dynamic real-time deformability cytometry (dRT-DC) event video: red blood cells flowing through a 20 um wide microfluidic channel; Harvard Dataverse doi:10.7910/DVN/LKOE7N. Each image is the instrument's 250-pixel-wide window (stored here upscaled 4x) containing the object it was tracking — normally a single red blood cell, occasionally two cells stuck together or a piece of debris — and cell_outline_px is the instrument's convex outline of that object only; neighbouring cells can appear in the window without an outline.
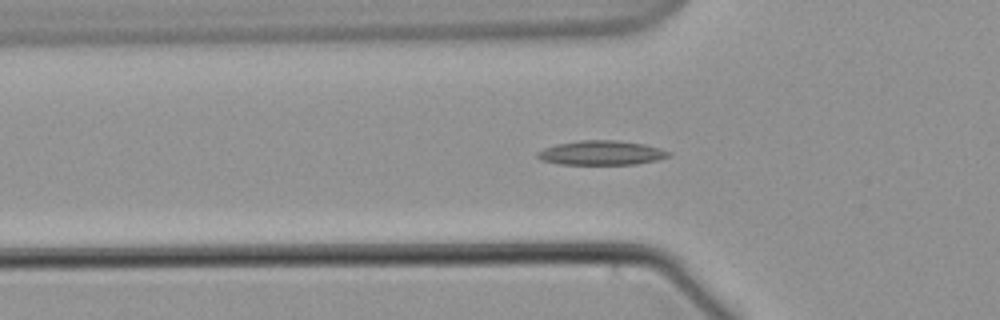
{"species": "common noctule bat (a hibernating species)", "species_latin": "Nyctalus noctula", "temperature_condition": "warm", "stored_images_in_passage": 55, "segment_of_instrument_passage": [1, 2], "camera_frame_rate_fps": 3000, "um_per_image_px": 0.085, "animal": {"sex": "male", "body_mass_g": 21.5, "forearm_length_mm": 52.0}, "frame": {"image": 1, "passage_image": 15, "time_ms": 4.667, "image_size_px": [1000, 320], "cell_outline_px": [[672, 152], [668, 156], [656, 160], [636, 164], [560, 164], [540, 160], [536, 156], [536, 152], [544, 148], [556, 144], [580, 140], [616, 140], [644, 144], [660, 148]], "centroid_in_image_um": [51.09, 12.99], "position_along_channel_um": 74.7, "area_um2": 18.61}}
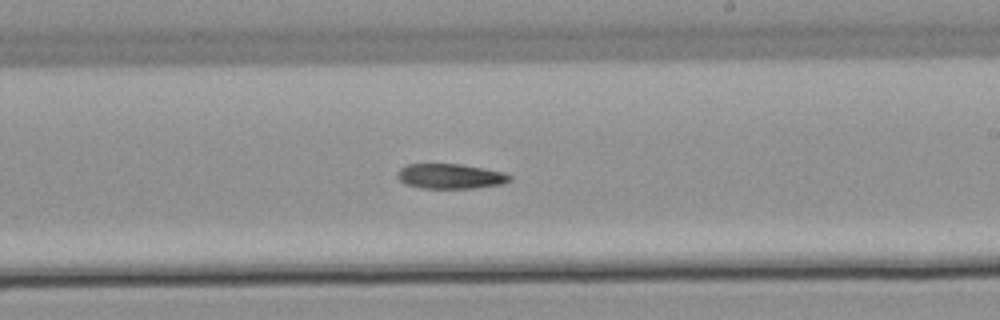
{"frame": {"image": 2, "passage_image": 30, "time_ms": 9.667, "image_size_px": [1000, 320], "cell_outline_px": [[512, 180], [504, 184], [476, 188], [420, 188], [404, 184], [396, 176], [396, 172], [400, 168], [408, 164], [460, 164], [484, 168], [504, 172], [512, 176]], "centroid_in_image_um": [38.29, 14.98], "position_along_channel_um": 250.7, "area_um2": 16.59}}
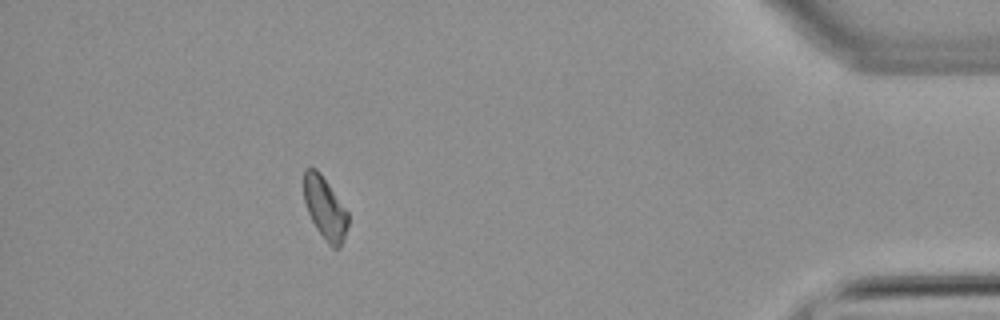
{"frame": {"image": 3, "passage_image": 48, "time_ms": 15.667, "image_size_px": [1000, 320], "cell_outline_px": [[348, 224], [344, 240], [340, 248], [332, 248], [328, 244], [316, 228], [308, 212], [304, 200], [304, 168], [316, 168], [320, 172], [348, 212]], "centroid_in_image_um": [27.63, 17.71], "position_along_channel_um": 407.6, "area_um2": 16.01}}